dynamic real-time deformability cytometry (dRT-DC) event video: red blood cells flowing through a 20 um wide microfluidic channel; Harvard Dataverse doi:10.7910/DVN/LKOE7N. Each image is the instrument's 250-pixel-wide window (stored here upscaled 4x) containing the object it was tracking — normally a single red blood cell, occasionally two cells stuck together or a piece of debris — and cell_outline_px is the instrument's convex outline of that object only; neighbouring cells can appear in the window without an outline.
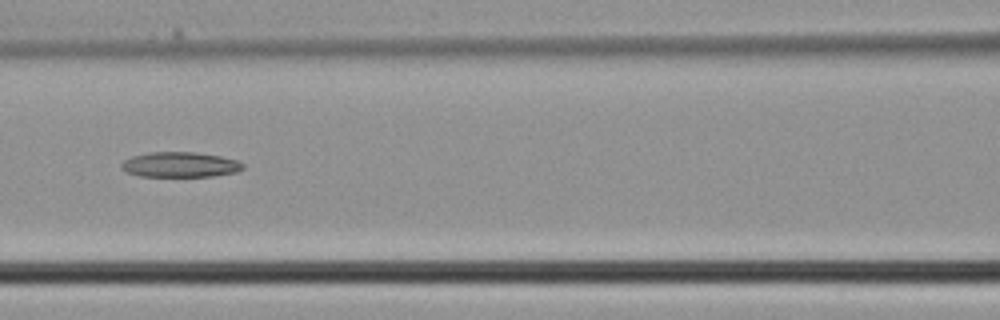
{"species": "common noctule bat (a hibernating species)", "species_latin": "Nyctalus noctula", "temperature_condition": "cold", "stored_images_in_passage": 5, "camera_frame_rate_fps": 3000, "um_per_image_px": 0.085, "animal": {"sex": "male", "body_mass_g": 21.5, "forearm_length_mm": 52.0}, "frame": {"image": 1, "passage_image": 5, "time_ms": 1.333, "image_size_px": [1000, 320], "cell_outline_px": [[244, 168], [236, 172], [216, 176], [140, 176], [124, 172], [120, 168], [120, 164], [124, 160], [132, 156], [148, 152], [196, 152], [220, 156], [236, 160], [244, 164]], "centroid_in_image_um": [15.27, 13.99], "position_along_channel_um": 151.3, "area_um2": 17.98}}